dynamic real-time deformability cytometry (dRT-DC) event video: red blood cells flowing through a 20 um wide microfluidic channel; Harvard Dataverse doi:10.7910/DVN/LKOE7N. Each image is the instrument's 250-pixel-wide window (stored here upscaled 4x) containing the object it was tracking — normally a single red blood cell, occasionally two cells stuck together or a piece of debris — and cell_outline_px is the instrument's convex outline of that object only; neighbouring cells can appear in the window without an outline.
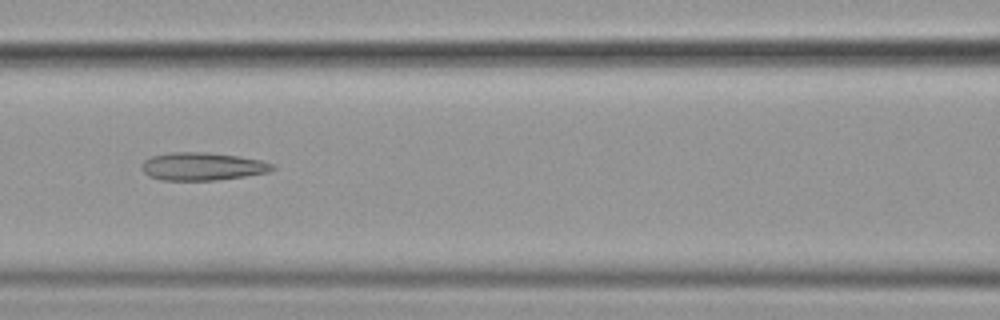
{"species": "common noctule bat (a hibernating species)", "species_latin": "Nyctalus noctula", "temperature_condition": "cold", "stored_images_in_passage": 40, "camera_frame_rate_fps": 3000, "um_per_image_px": 0.085, "animal": {"sex": "female", "body_mass_g": 19.9}, "frame": {"image": 1, "passage_image": 9, "time_ms": 2.667, "image_size_px": [1000, 320], "cell_outline_px": [[276, 168], [268, 172], [244, 176], [216, 180], [160, 180], [148, 176], [140, 168], [144, 160], [152, 156], [172, 152], [208, 152], [236, 156], [260, 160], [276, 164]], "centroid_in_image_um": [17.19, 14.14], "position_along_channel_um": 149.4, "area_um2": 21.27}}
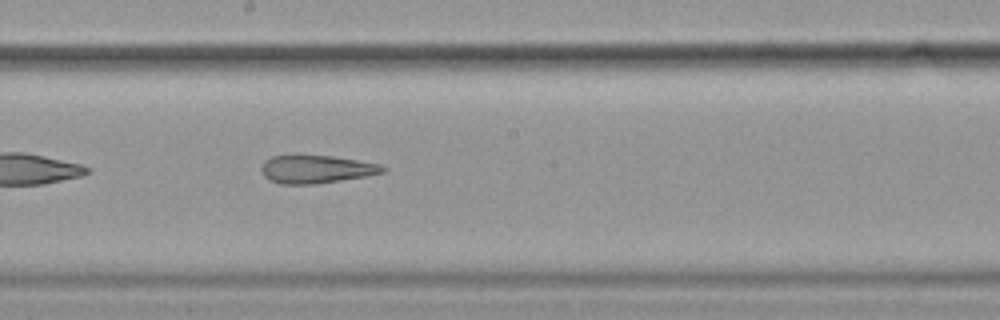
{"frame": {"image": 2, "passage_image": 15, "time_ms": 4.667, "image_size_px": [1000, 320], "cell_outline_px": [[388, 172], [368, 176], [316, 184], [280, 184], [264, 176], [260, 168], [264, 160], [272, 156], [332, 156], [380, 164], [388, 168]], "centroid_in_image_um": [26.93, 14.39], "position_along_channel_um": 221.3, "area_um2": 19.83}}
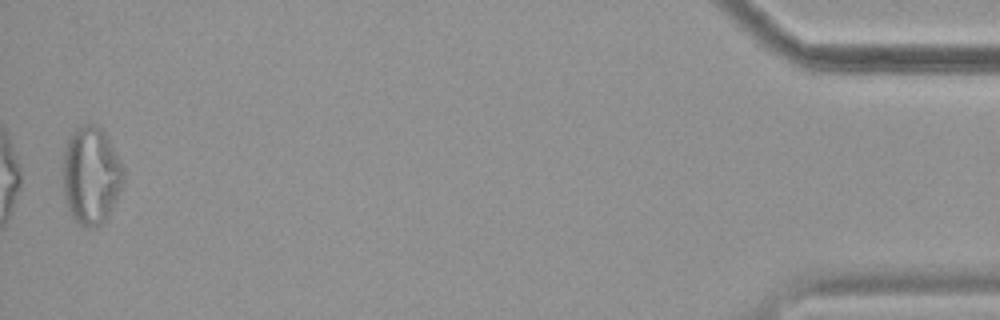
{"frame": {"image": 3, "passage_image": 39, "time_ms": 12.667, "image_size_px": [1000, 320], "cell_outline_px": [[124, 184], [108, 216], [96, 228], [84, 228], [72, 216], [68, 208], [64, 192], [64, 152], [68, 140], [72, 132], [80, 124], [96, 124], [104, 132], [124, 168]], "centroid_in_image_um": [7.76, 14.92], "position_along_channel_um": 427.4, "area_um2": 34.33}, "authors_computed_cell_mechanics": {"area_um2": 22.2819, "velocity_mm_per_s": 3.6181, "shape_relaxation_time_tau1_ms": null, "shape_relaxation_time_tau2_ms": 4.8494, "deformation_change_tau1": null, "deformation_change_tau2": 0.16}}